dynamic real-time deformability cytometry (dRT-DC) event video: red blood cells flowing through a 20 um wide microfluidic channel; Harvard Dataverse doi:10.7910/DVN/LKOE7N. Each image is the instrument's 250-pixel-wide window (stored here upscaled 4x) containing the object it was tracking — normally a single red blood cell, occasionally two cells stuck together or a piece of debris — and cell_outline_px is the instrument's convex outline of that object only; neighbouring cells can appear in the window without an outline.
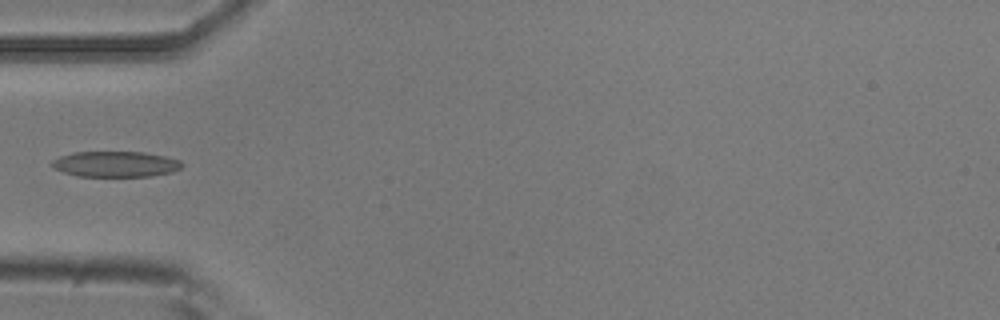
{"species": "common noctule bat (a hibernating species)", "species_latin": "Nyctalus noctula", "temperature_condition": "room temperature", "stored_images_in_passage": 5, "camera_frame_rate_fps": 3000, "um_per_image_px": 0.085, "animal": {"sex": "male", "body_mass_g": 20.5, "forearm_length_mm": 52.5}, "frame": {"image": 1, "passage_image": 5, "time_ms": 1.333, "image_size_px": [1000, 320], "cell_outline_px": [[184, 164], [180, 168], [172, 172], [152, 176], [76, 176], [64, 172], [56, 168], [52, 164], [52, 160], [60, 156], [72, 152], [144, 152], [164, 156], [180, 160]], "centroid_in_image_um": [9.85, 13.94], "position_along_channel_um": 75.2, "area_um2": 19.36}}